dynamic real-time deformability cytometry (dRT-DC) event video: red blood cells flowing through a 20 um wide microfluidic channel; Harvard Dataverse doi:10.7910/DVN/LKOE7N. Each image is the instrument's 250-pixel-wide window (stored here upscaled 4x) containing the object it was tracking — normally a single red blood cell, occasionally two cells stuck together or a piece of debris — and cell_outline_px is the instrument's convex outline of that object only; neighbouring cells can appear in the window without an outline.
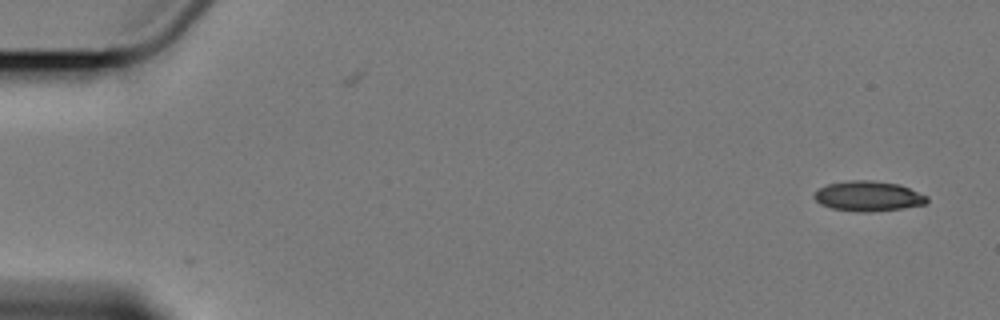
{"species": "Egyptian fruit bat (a non-hibernating species)", "species_latin": "Rousettus aegyptiacus", "temperature_condition": "cold", "stored_images_in_passage": 8, "camera_frame_rate_fps": 3000, "um_per_image_px": 0.085, "animal": {"sex": "female"}, "frame": {"image": 1, "passage_image": 1, "time_ms": 0.0, "image_size_px": [1000, 320], "cell_outline_px": [[928, 200], [924, 204], [904, 208], [864, 212], [856, 212], [832, 208], [820, 204], [812, 196], [820, 188], [828, 184], [844, 180], [872, 180], [900, 184], [928, 196]], "centroid_in_image_um": [73.79, 16.66], "position_along_channel_um": 11.2, "area_um2": 19.83}}
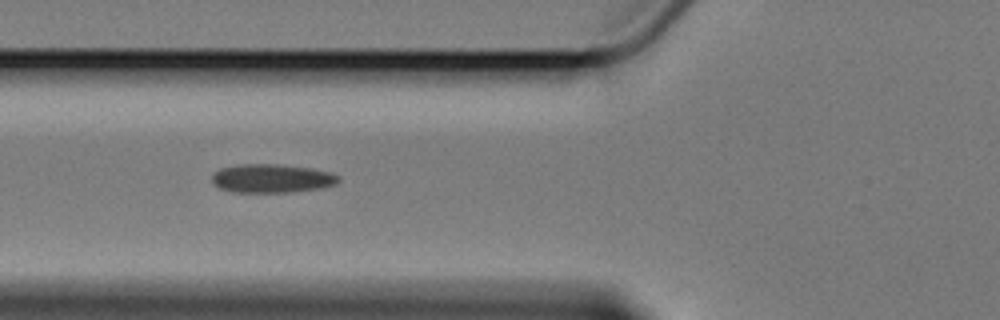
{"frame": {"image": 2, "passage_image": 6, "time_ms": 6.667, "image_size_px": [1000, 320], "cell_outline_px": [[340, 180], [336, 184], [324, 188], [292, 192], [232, 192], [220, 188], [212, 184], [212, 172], [220, 168], [240, 164], [276, 164], [312, 168], [332, 172], [340, 176]], "centroid_in_image_um": [23.12, 15.16], "position_along_channel_um": 102.7, "area_um2": 21.5}}
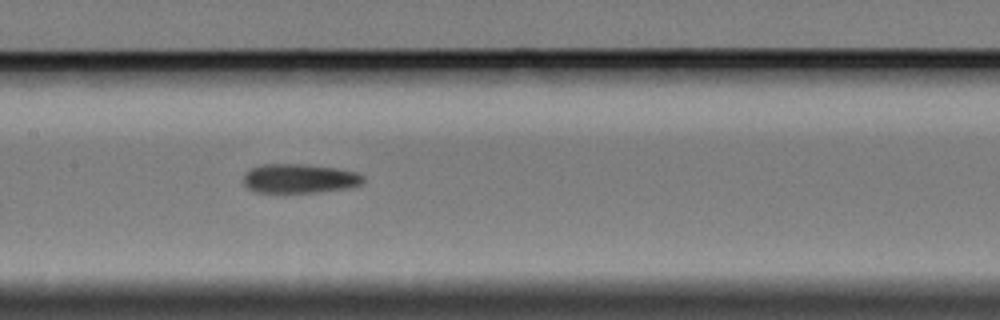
{"frame": {"image": 3, "passage_image": 8, "time_ms": 9.0, "image_size_px": [1000, 320], "cell_outline_px": [[364, 180], [360, 184], [352, 188], [320, 192], [252, 192], [244, 184], [244, 176], [252, 168], [264, 164], [304, 164], [336, 168], [356, 172], [364, 176]], "centroid_in_image_um": [25.49, 15.18], "position_along_channel_um": 181.9, "area_um2": 20.4}}